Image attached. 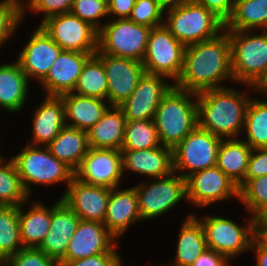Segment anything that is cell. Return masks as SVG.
<instances>
[{"label": "cell", "mask_w": 267, "mask_h": 266, "mask_svg": "<svg viewBox=\"0 0 267 266\" xmlns=\"http://www.w3.org/2000/svg\"><path fill=\"white\" fill-rule=\"evenodd\" d=\"M230 83L235 82L231 43L226 30L215 38L185 46L182 71L174 86L199 93Z\"/></svg>", "instance_id": "6da1fadb"}, {"label": "cell", "mask_w": 267, "mask_h": 266, "mask_svg": "<svg viewBox=\"0 0 267 266\" xmlns=\"http://www.w3.org/2000/svg\"><path fill=\"white\" fill-rule=\"evenodd\" d=\"M237 85L234 83L232 86L197 93V119L200 128L221 139L242 137L246 108L257 89L249 85Z\"/></svg>", "instance_id": "7a4b0ae2"}, {"label": "cell", "mask_w": 267, "mask_h": 266, "mask_svg": "<svg viewBox=\"0 0 267 266\" xmlns=\"http://www.w3.org/2000/svg\"><path fill=\"white\" fill-rule=\"evenodd\" d=\"M231 43L235 84L265 92L267 76V30H226Z\"/></svg>", "instance_id": "3957f363"}, {"label": "cell", "mask_w": 267, "mask_h": 266, "mask_svg": "<svg viewBox=\"0 0 267 266\" xmlns=\"http://www.w3.org/2000/svg\"><path fill=\"white\" fill-rule=\"evenodd\" d=\"M17 150L11 159L20 175L22 184L30 197L36 186L55 187L65 184V194L68 185L75 177V172L62 161L53 156L46 146H32L25 144ZM35 186V187H34Z\"/></svg>", "instance_id": "277c9868"}, {"label": "cell", "mask_w": 267, "mask_h": 266, "mask_svg": "<svg viewBox=\"0 0 267 266\" xmlns=\"http://www.w3.org/2000/svg\"><path fill=\"white\" fill-rule=\"evenodd\" d=\"M162 146L175 148L197 125V93L173 86L154 116Z\"/></svg>", "instance_id": "5b68a950"}, {"label": "cell", "mask_w": 267, "mask_h": 266, "mask_svg": "<svg viewBox=\"0 0 267 266\" xmlns=\"http://www.w3.org/2000/svg\"><path fill=\"white\" fill-rule=\"evenodd\" d=\"M193 215L200 221L204 228L207 248L224 255L231 263L247 253L255 237L253 216L248 213L246 223H238L236 219L217 214ZM241 256V257H240Z\"/></svg>", "instance_id": "8992f818"}, {"label": "cell", "mask_w": 267, "mask_h": 266, "mask_svg": "<svg viewBox=\"0 0 267 266\" xmlns=\"http://www.w3.org/2000/svg\"><path fill=\"white\" fill-rule=\"evenodd\" d=\"M164 25L184 46L215 38L225 30L218 16L192 0L164 10Z\"/></svg>", "instance_id": "52a82bcc"}, {"label": "cell", "mask_w": 267, "mask_h": 266, "mask_svg": "<svg viewBox=\"0 0 267 266\" xmlns=\"http://www.w3.org/2000/svg\"><path fill=\"white\" fill-rule=\"evenodd\" d=\"M140 180L142 181L133 186L136 189L143 223L160 217L163 219L170 211L183 205L181 202L187 203L186 179L176 172L161 178Z\"/></svg>", "instance_id": "ba28073f"}, {"label": "cell", "mask_w": 267, "mask_h": 266, "mask_svg": "<svg viewBox=\"0 0 267 266\" xmlns=\"http://www.w3.org/2000/svg\"><path fill=\"white\" fill-rule=\"evenodd\" d=\"M152 28L125 19H109L98 30V51L142 62Z\"/></svg>", "instance_id": "9c48e42d"}, {"label": "cell", "mask_w": 267, "mask_h": 266, "mask_svg": "<svg viewBox=\"0 0 267 266\" xmlns=\"http://www.w3.org/2000/svg\"><path fill=\"white\" fill-rule=\"evenodd\" d=\"M239 202L238 186L217 166L192 173L186 178V200L191 208L205 209L231 200ZM230 201V202H229ZM196 208V209H195Z\"/></svg>", "instance_id": "30bf717a"}, {"label": "cell", "mask_w": 267, "mask_h": 266, "mask_svg": "<svg viewBox=\"0 0 267 266\" xmlns=\"http://www.w3.org/2000/svg\"><path fill=\"white\" fill-rule=\"evenodd\" d=\"M220 137L198 125L173 148V170L183 178L216 166Z\"/></svg>", "instance_id": "8fae6325"}, {"label": "cell", "mask_w": 267, "mask_h": 266, "mask_svg": "<svg viewBox=\"0 0 267 266\" xmlns=\"http://www.w3.org/2000/svg\"><path fill=\"white\" fill-rule=\"evenodd\" d=\"M185 46L165 27L152 28L142 64L150 74L162 75L173 83L179 78L184 59Z\"/></svg>", "instance_id": "7c38bea8"}, {"label": "cell", "mask_w": 267, "mask_h": 266, "mask_svg": "<svg viewBox=\"0 0 267 266\" xmlns=\"http://www.w3.org/2000/svg\"><path fill=\"white\" fill-rule=\"evenodd\" d=\"M40 26L62 50L97 52L98 30L71 12L51 16Z\"/></svg>", "instance_id": "4fadbf2b"}, {"label": "cell", "mask_w": 267, "mask_h": 266, "mask_svg": "<svg viewBox=\"0 0 267 266\" xmlns=\"http://www.w3.org/2000/svg\"><path fill=\"white\" fill-rule=\"evenodd\" d=\"M31 34V35H30ZM25 43L14 58L33 84H39L49 73L62 48L40 26H33ZM34 81V82H33Z\"/></svg>", "instance_id": "5bb4252c"}, {"label": "cell", "mask_w": 267, "mask_h": 266, "mask_svg": "<svg viewBox=\"0 0 267 266\" xmlns=\"http://www.w3.org/2000/svg\"><path fill=\"white\" fill-rule=\"evenodd\" d=\"M75 178L110 189L122 186V182L124 186L121 150L90 148L75 171Z\"/></svg>", "instance_id": "9a60e30c"}, {"label": "cell", "mask_w": 267, "mask_h": 266, "mask_svg": "<svg viewBox=\"0 0 267 266\" xmlns=\"http://www.w3.org/2000/svg\"><path fill=\"white\" fill-rule=\"evenodd\" d=\"M173 86L165 76L145 72L134 92L119 105L126 121L153 120L160 102Z\"/></svg>", "instance_id": "2e32d148"}, {"label": "cell", "mask_w": 267, "mask_h": 266, "mask_svg": "<svg viewBox=\"0 0 267 266\" xmlns=\"http://www.w3.org/2000/svg\"><path fill=\"white\" fill-rule=\"evenodd\" d=\"M95 55L104 65L108 81L107 101L110 106H119L134 92L145 68L142 62L130 58L107 55L98 50Z\"/></svg>", "instance_id": "e0dca14e"}, {"label": "cell", "mask_w": 267, "mask_h": 266, "mask_svg": "<svg viewBox=\"0 0 267 266\" xmlns=\"http://www.w3.org/2000/svg\"><path fill=\"white\" fill-rule=\"evenodd\" d=\"M110 188L89 185L72 179L61 198L80 218V220L103 223L107 213Z\"/></svg>", "instance_id": "ac0fdd59"}, {"label": "cell", "mask_w": 267, "mask_h": 266, "mask_svg": "<svg viewBox=\"0 0 267 266\" xmlns=\"http://www.w3.org/2000/svg\"><path fill=\"white\" fill-rule=\"evenodd\" d=\"M121 155L123 176L127 178L132 177L131 174L138 175L139 179L161 178L174 172L173 149L170 147L161 145L151 149L121 150Z\"/></svg>", "instance_id": "d6986e66"}, {"label": "cell", "mask_w": 267, "mask_h": 266, "mask_svg": "<svg viewBox=\"0 0 267 266\" xmlns=\"http://www.w3.org/2000/svg\"><path fill=\"white\" fill-rule=\"evenodd\" d=\"M41 102L30 112L31 135L26 144L47 146L66 126L65 109L61 96L42 95Z\"/></svg>", "instance_id": "ffe728a7"}, {"label": "cell", "mask_w": 267, "mask_h": 266, "mask_svg": "<svg viewBox=\"0 0 267 266\" xmlns=\"http://www.w3.org/2000/svg\"><path fill=\"white\" fill-rule=\"evenodd\" d=\"M120 240L101 222L80 220L77 230L70 238L66 256L61 261L87 258L112 250Z\"/></svg>", "instance_id": "44dd1931"}, {"label": "cell", "mask_w": 267, "mask_h": 266, "mask_svg": "<svg viewBox=\"0 0 267 266\" xmlns=\"http://www.w3.org/2000/svg\"><path fill=\"white\" fill-rule=\"evenodd\" d=\"M95 53L62 50L49 73L38 84L42 95L61 96L73 92L86 61Z\"/></svg>", "instance_id": "7402d4cb"}, {"label": "cell", "mask_w": 267, "mask_h": 266, "mask_svg": "<svg viewBox=\"0 0 267 266\" xmlns=\"http://www.w3.org/2000/svg\"><path fill=\"white\" fill-rule=\"evenodd\" d=\"M52 203L50 229L37 248L60 262L66 256L68 243L77 230L80 218L61 198Z\"/></svg>", "instance_id": "603a6c76"}, {"label": "cell", "mask_w": 267, "mask_h": 266, "mask_svg": "<svg viewBox=\"0 0 267 266\" xmlns=\"http://www.w3.org/2000/svg\"><path fill=\"white\" fill-rule=\"evenodd\" d=\"M124 186V189L123 186L111 189L103 222L117 240L127 235L130 228L142 223L136 189L131 184L129 187L126 184Z\"/></svg>", "instance_id": "cb8c5ba5"}, {"label": "cell", "mask_w": 267, "mask_h": 266, "mask_svg": "<svg viewBox=\"0 0 267 266\" xmlns=\"http://www.w3.org/2000/svg\"><path fill=\"white\" fill-rule=\"evenodd\" d=\"M11 60L10 63H1L0 60V111L2 109L15 116L26 110L25 106L31 103L28 99L34 94L30 93V87L36 84H31L19 63L13 58Z\"/></svg>", "instance_id": "d4e9b609"}, {"label": "cell", "mask_w": 267, "mask_h": 266, "mask_svg": "<svg viewBox=\"0 0 267 266\" xmlns=\"http://www.w3.org/2000/svg\"><path fill=\"white\" fill-rule=\"evenodd\" d=\"M194 212L189 210L182 218V224L178 225L181 227L174 242L175 256L173 254L174 259L166 263L170 266H191L208 249L204 228L193 215Z\"/></svg>", "instance_id": "484cf974"}, {"label": "cell", "mask_w": 267, "mask_h": 266, "mask_svg": "<svg viewBox=\"0 0 267 266\" xmlns=\"http://www.w3.org/2000/svg\"><path fill=\"white\" fill-rule=\"evenodd\" d=\"M33 199L19 206L20 239L23 247L37 248L50 229L51 205Z\"/></svg>", "instance_id": "4316f807"}, {"label": "cell", "mask_w": 267, "mask_h": 266, "mask_svg": "<svg viewBox=\"0 0 267 266\" xmlns=\"http://www.w3.org/2000/svg\"><path fill=\"white\" fill-rule=\"evenodd\" d=\"M66 126L88 131L110 106L108 101L96 97L77 95L73 92L61 95Z\"/></svg>", "instance_id": "83f0119b"}, {"label": "cell", "mask_w": 267, "mask_h": 266, "mask_svg": "<svg viewBox=\"0 0 267 266\" xmlns=\"http://www.w3.org/2000/svg\"><path fill=\"white\" fill-rule=\"evenodd\" d=\"M126 118L119 106H109L102 118L87 131L90 148L121 150Z\"/></svg>", "instance_id": "f1b7e54d"}, {"label": "cell", "mask_w": 267, "mask_h": 266, "mask_svg": "<svg viewBox=\"0 0 267 266\" xmlns=\"http://www.w3.org/2000/svg\"><path fill=\"white\" fill-rule=\"evenodd\" d=\"M46 147L74 172L90 149L87 131L69 126H65Z\"/></svg>", "instance_id": "f546056e"}, {"label": "cell", "mask_w": 267, "mask_h": 266, "mask_svg": "<svg viewBox=\"0 0 267 266\" xmlns=\"http://www.w3.org/2000/svg\"><path fill=\"white\" fill-rule=\"evenodd\" d=\"M252 148L242 139H222L216 166L240 189L244 185Z\"/></svg>", "instance_id": "4dcf8cb0"}, {"label": "cell", "mask_w": 267, "mask_h": 266, "mask_svg": "<svg viewBox=\"0 0 267 266\" xmlns=\"http://www.w3.org/2000/svg\"><path fill=\"white\" fill-rule=\"evenodd\" d=\"M242 136L252 149L267 148V92L257 90L250 99Z\"/></svg>", "instance_id": "1f68e13d"}, {"label": "cell", "mask_w": 267, "mask_h": 266, "mask_svg": "<svg viewBox=\"0 0 267 266\" xmlns=\"http://www.w3.org/2000/svg\"><path fill=\"white\" fill-rule=\"evenodd\" d=\"M225 30H267V0H236Z\"/></svg>", "instance_id": "d6a6232c"}, {"label": "cell", "mask_w": 267, "mask_h": 266, "mask_svg": "<svg viewBox=\"0 0 267 266\" xmlns=\"http://www.w3.org/2000/svg\"><path fill=\"white\" fill-rule=\"evenodd\" d=\"M73 93L107 101L108 81L102 61L92 55L84 64Z\"/></svg>", "instance_id": "836d02e7"}, {"label": "cell", "mask_w": 267, "mask_h": 266, "mask_svg": "<svg viewBox=\"0 0 267 266\" xmlns=\"http://www.w3.org/2000/svg\"><path fill=\"white\" fill-rule=\"evenodd\" d=\"M8 155H0V205L20 206L30 199L17 168Z\"/></svg>", "instance_id": "e575fe53"}, {"label": "cell", "mask_w": 267, "mask_h": 266, "mask_svg": "<svg viewBox=\"0 0 267 266\" xmlns=\"http://www.w3.org/2000/svg\"><path fill=\"white\" fill-rule=\"evenodd\" d=\"M22 248L19 206L0 205V257L10 258Z\"/></svg>", "instance_id": "d590c367"}, {"label": "cell", "mask_w": 267, "mask_h": 266, "mask_svg": "<svg viewBox=\"0 0 267 266\" xmlns=\"http://www.w3.org/2000/svg\"><path fill=\"white\" fill-rule=\"evenodd\" d=\"M161 146L154 120L126 121L121 150H142Z\"/></svg>", "instance_id": "8d00e7d4"}, {"label": "cell", "mask_w": 267, "mask_h": 266, "mask_svg": "<svg viewBox=\"0 0 267 266\" xmlns=\"http://www.w3.org/2000/svg\"><path fill=\"white\" fill-rule=\"evenodd\" d=\"M239 205L252 216L267 205V175L252 178L239 189Z\"/></svg>", "instance_id": "74e56055"}, {"label": "cell", "mask_w": 267, "mask_h": 266, "mask_svg": "<svg viewBox=\"0 0 267 266\" xmlns=\"http://www.w3.org/2000/svg\"><path fill=\"white\" fill-rule=\"evenodd\" d=\"M23 24L22 9L17 0H0V52L14 38ZM5 44V45H4Z\"/></svg>", "instance_id": "f35d334b"}, {"label": "cell", "mask_w": 267, "mask_h": 266, "mask_svg": "<svg viewBox=\"0 0 267 266\" xmlns=\"http://www.w3.org/2000/svg\"><path fill=\"white\" fill-rule=\"evenodd\" d=\"M71 13L99 30L108 20L107 0H73Z\"/></svg>", "instance_id": "ab89813d"}, {"label": "cell", "mask_w": 267, "mask_h": 266, "mask_svg": "<svg viewBox=\"0 0 267 266\" xmlns=\"http://www.w3.org/2000/svg\"><path fill=\"white\" fill-rule=\"evenodd\" d=\"M72 5L73 0H31L22 9V21L29 18L31 14L32 16L41 15L39 17L40 22L37 24L40 25L51 16L71 12Z\"/></svg>", "instance_id": "60d3db41"}, {"label": "cell", "mask_w": 267, "mask_h": 266, "mask_svg": "<svg viewBox=\"0 0 267 266\" xmlns=\"http://www.w3.org/2000/svg\"><path fill=\"white\" fill-rule=\"evenodd\" d=\"M129 19L136 24L155 28L164 24V9L155 0H135Z\"/></svg>", "instance_id": "b9f144b4"}, {"label": "cell", "mask_w": 267, "mask_h": 266, "mask_svg": "<svg viewBox=\"0 0 267 266\" xmlns=\"http://www.w3.org/2000/svg\"><path fill=\"white\" fill-rule=\"evenodd\" d=\"M119 243L109 252L73 261H60L59 266H122L125 259L121 256ZM118 250V251H117Z\"/></svg>", "instance_id": "7bdbcfd3"}, {"label": "cell", "mask_w": 267, "mask_h": 266, "mask_svg": "<svg viewBox=\"0 0 267 266\" xmlns=\"http://www.w3.org/2000/svg\"><path fill=\"white\" fill-rule=\"evenodd\" d=\"M13 266H59V262L48 257L38 248L24 247L10 257Z\"/></svg>", "instance_id": "ee69618b"}, {"label": "cell", "mask_w": 267, "mask_h": 266, "mask_svg": "<svg viewBox=\"0 0 267 266\" xmlns=\"http://www.w3.org/2000/svg\"><path fill=\"white\" fill-rule=\"evenodd\" d=\"M267 175V148L252 149L244 184L259 176Z\"/></svg>", "instance_id": "f6af8a7d"}, {"label": "cell", "mask_w": 267, "mask_h": 266, "mask_svg": "<svg viewBox=\"0 0 267 266\" xmlns=\"http://www.w3.org/2000/svg\"><path fill=\"white\" fill-rule=\"evenodd\" d=\"M212 11L224 23L230 18L236 0H192Z\"/></svg>", "instance_id": "bcb514c9"}, {"label": "cell", "mask_w": 267, "mask_h": 266, "mask_svg": "<svg viewBox=\"0 0 267 266\" xmlns=\"http://www.w3.org/2000/svg\"><path fill=\"white\" fill-rule=\"evenodd\" d=\"M134 5L135 0H108L109 19L129 18Z\"/></svg>", "instance_id": "7dc6e473"}, {"label": "cell", "mask_w": 267, "mask_h": 266, "mask_svg": "<svg viewBox=\"0 0 267 266\" xmlns=\"http://www.w3.org/2000/svg\"><path fill=\"white\" fill-rule=\"evenodd\" d=\"M231 264L224 255L207 249L191 266H231Z\"/></svg>", "instance_id": "c3c4849f"}, {"label": "cell", "mask_w": 267, "mask_h": 266, "mask_svg": "<svg viewBox=\"0 0 267 266\" xmlns=\"http://www.w3.org/2000/svg\"><path fill=\"white\" fill-rule=\"evenodd\" d=\"M255 261L254 266H267V239L254 237L249 251Z\"/></svg>", "instance_id": "681fc988"}, {"label": "cell", "mask_w": 267, "mask_h": 266, "mask_svg": "<svg viewBox=\"0 0 267 266\" xmlns=\"http://www.w3.org/2000/svg\"><path fill=\"white\" fill-rule=\"evenodd\" d=\"M254 232L256 237H267V205L263 206L254 216Z\"/></svg>", "instance_id": "f907efd6"}, {"label": "cell", "mask_w": 267, "mask_h": 266, "mask_svg": "<svg viewBox=\"0 0 267 266\" xmlns=\"http://www.w3.org/2000/svg\"><path fill=\"white\" fill-rule=\"evenodd\" d=\"M164 10L178 6L190 0H155Z\"/></svg>", "instance_id": "816d5d0a"}, {"label": "cell", "mask_w": 267, "mask_h": 266, "mask_svg": "<svg viewBox=\"0 0 267 266\" xmlns=\"http://www.w3.org/2000/svg\"><path fill=\"white\" fill-rule=\"evenodd\" d=\"M0 266H13V264L10 258L0 257Z\"/></svg>", "instance_id": "f5cc1de1"}, {"label": "cell", "mask_w": 267, "mask_h": 266, "mask_svg": "<svg viewBox=\"0 0 267 266\" xmlns=\"http://www.w3.org/2000/svg\"><path fill=\"white\" fill-rule=\"evenodd\" d=\"M21 9H23L31 0H17Z\"/></svg>", "instance_id": "db71d44e"}, {"label": "cell", "mask_w": 267, "mask_h": 266, "mask_svg": "<svg viewBox=\"0 0 267 266\" xmlns=\"http://www.w3.org/2000/svg\"><path fill=\"white\" fill-rule=\"evenodd\" d=\"M151 266H170V265L166 264V262H165V263H163V264H162V263L159 264V265H156V264L154 265V264H153V265H151Z\"/></svg>", "instance_id": "11a10c76"}, {"label": "cell", "mask_w": 267, "mask_h": 266, "mask_svg": "<svg viewBox=\"0 0 267 266\" xmlns=\"http://www.w3.org/2000/svg\"><path fill=\"white\" fill-rule=\"evenodd\" d=\"M265 92H267V76L265 77Z\"/></svg>", "instance_id": "9f6ffc18"}, {"label": "cell", "mask_w": 267, "mask_h": 266, "mask_svg": "<svg viewBox=\"0 0 267 266\" xmlns=\"http://www.w3.org/2000/svg\"><path fill=\"white\" fill-rule=\"evenodd\" d=\"M1 144H2V143H0V155H3L4 152L1 151V150H3V149H1V148H2V147H1ZM1 153H2V154H1Z\"/></svg>", "instance_id": "6f0895ef"}, {"label": "cell", "mask_w": 267, "mask_h": 266, "mask_svg": "<svg viewBox=\"0 0 267 266\" xmlns=\"http://www.w3.org/2000/svg\"><path fill=\"white\" fill-rule=\"evenodd\" d=\"M125 264H123L122 266H124ZM128 266H137V265H132V263H131V265H128ZM140 266V265H139Z\"/></svg>", "instance_id": "680465c9"}]
</instances>
